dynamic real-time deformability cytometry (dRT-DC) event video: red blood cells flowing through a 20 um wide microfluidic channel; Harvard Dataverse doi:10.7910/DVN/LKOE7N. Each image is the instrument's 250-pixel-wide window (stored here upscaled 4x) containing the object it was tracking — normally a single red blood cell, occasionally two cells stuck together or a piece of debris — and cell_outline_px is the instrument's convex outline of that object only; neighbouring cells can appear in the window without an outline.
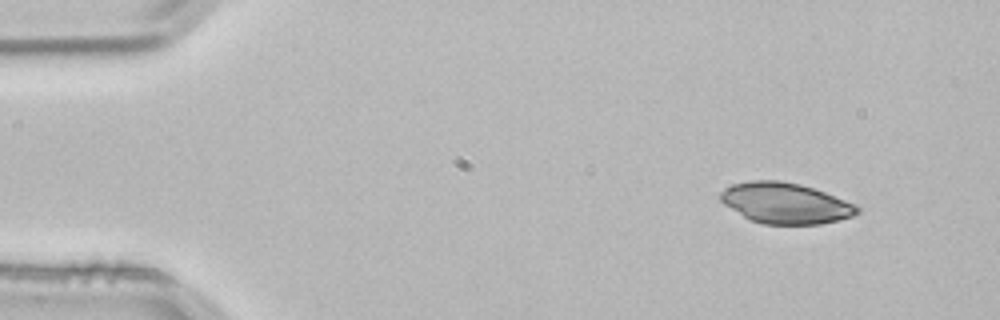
{"species": "common noctule bat (a hibernating species)", "species_latin": "Nyctalus noctula", "temperature_condition": "room temperature", "stored_images_in_passage": 3, "camera_frame_rate_fps": 3000, "um_per_image_px": 0.085, "animal": {"sex": "male", "body_mass_g": 21.5, "forearm_length_mm": 52.0}, "frame": {"image": 1, "passage_image": 1, "time_ms": 0.0, "image_size_px": [1000, 320], "cell_outline_px": [[860, 212], [852, 216], [840, 220], [820, 224], [760, 224], [748, 220], [724, 204], [720, 200], [720, 192], [724, 188], [732, 184], [748, 180], [780, 180], [800, 184], [824, 192], [856, 204], [860, 208]], "centroid_in_image_um": [66.74, 17.27], "position_along_channel_um": 18.3, "area_um2": 32.77}}